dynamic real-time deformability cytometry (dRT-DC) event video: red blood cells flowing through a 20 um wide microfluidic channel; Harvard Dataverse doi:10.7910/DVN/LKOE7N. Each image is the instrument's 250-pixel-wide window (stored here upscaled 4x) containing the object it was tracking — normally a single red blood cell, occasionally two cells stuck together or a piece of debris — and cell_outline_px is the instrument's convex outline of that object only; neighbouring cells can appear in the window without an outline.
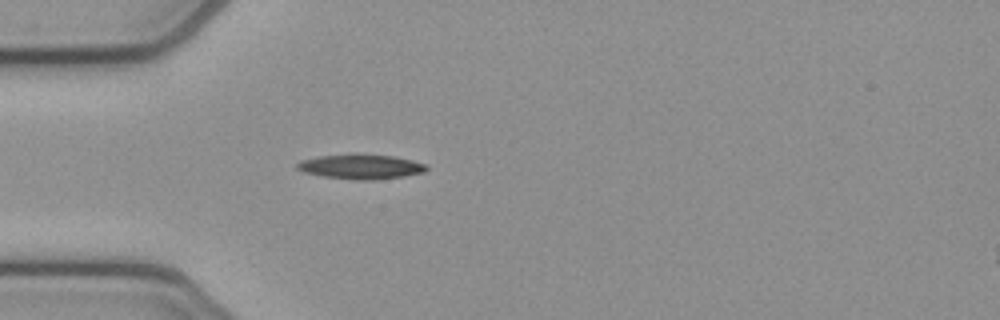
{"species": "common noctule bat (a hibernating species)", "species_latin": "Nyctalus noctula", "temperature_condition": "cold", "stored_images_in_passage": 5, "camera_frame_rate_fps": 3000, "um_per_image_px": 0.085, "animal": {"sex": "female", "body_mass_g": 21.9}, "frame": {"image": 1, "passage_image": 5, "time_ms": 1.333, "image_size_px": [1000, 320], "cell_outline_px": [[428, 168], [424, 172], [404, 176], [372, 180], [356, 180], [324, 176], [304, 172], [296, 168], [296, 164], [300, 160], [320, 156], [392, 156], [412, 160], [424, 164]], "centroid_in_image_um": [30.67, 14.2], "position_along_channel_um": 54.3, "area_um2": 17.8}}